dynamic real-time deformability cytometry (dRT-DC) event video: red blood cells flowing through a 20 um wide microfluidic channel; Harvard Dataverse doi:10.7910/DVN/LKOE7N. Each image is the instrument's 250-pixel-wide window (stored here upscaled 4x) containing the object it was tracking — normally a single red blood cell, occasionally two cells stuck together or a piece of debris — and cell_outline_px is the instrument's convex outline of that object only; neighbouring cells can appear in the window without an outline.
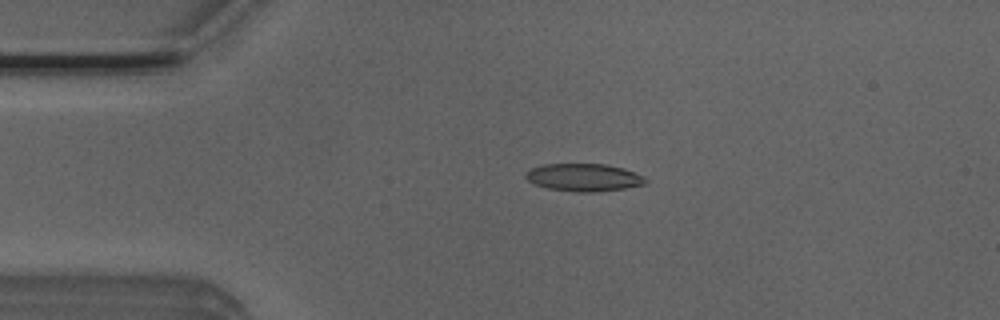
{"species": "Egyptian fruit bat (a non-hibernating species)", "species_latin": "Rousettus aegyptiacus", "temperature_condition": "room temperature", "stored_images_in_passage": 3, "camera_frame_rate_fps": 3000, "um_per_image_px": 0.085, "animal": {"sex": "male"}, "frame": {"image": 1, "passage_image": 2, "time_ms": 0.333, "image_size_px": [1000, 320], "cell_outline_px": [[648, 180], [644, 184], [624, 188], [592, 192], [580, 192], [548, 188], [532, 184], [524, 176], [524, 172], [532, 168], [544, 164], [604, 164], [624, 168], [644, 176]], "centroid_in_image_um": [49.59, 15.07], "position_along_channel_um": 35.4, "area_um2": 19.25}}